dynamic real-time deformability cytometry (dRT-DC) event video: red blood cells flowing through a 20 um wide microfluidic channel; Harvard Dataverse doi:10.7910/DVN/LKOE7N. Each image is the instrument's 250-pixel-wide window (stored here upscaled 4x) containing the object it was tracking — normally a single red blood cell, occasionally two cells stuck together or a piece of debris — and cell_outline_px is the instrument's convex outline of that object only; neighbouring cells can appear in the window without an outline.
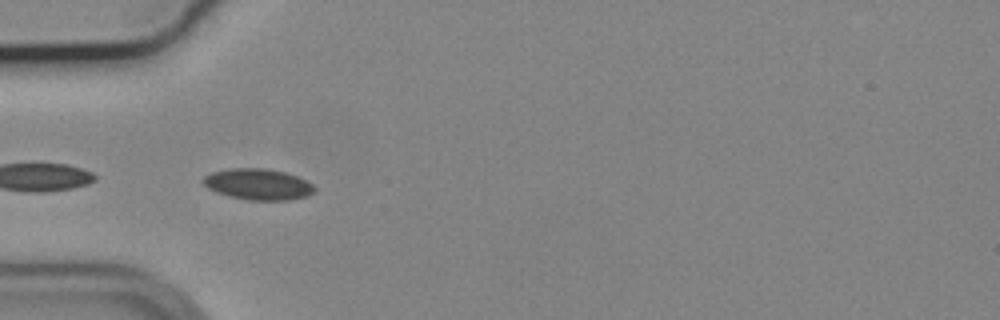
{"species": "common noctule bat (a hibernating species)", "species_latin": "Nyctalus noctula", "temperature_condition": "cold", "stored_images_in_passage": 7, "camera_frame_rate_fps": 3000, "um_per_image_px": 0.085, "animal": {"sex": "male", "body_mass_g": 19.2, "forearm_length_mm": 51.8}, "frame": {"image": 1, "passage_image": 3, "time_ms": 0.667, "image_size_px": [1000, 320], "cell_outline_px": [[316, 188], [308, 196], [288, 200], [248, 200], [228, 196], [216, 192], [208, 188], [200, 180], [204, 176], [212, 172], [232, 168], [264, 168], [284, 172], [296, 176], [312, 184]], "centroid_in_image_um": [21.9, 15.66], "position_along_channel_um": 63.1, "area_um2": 20.11}}